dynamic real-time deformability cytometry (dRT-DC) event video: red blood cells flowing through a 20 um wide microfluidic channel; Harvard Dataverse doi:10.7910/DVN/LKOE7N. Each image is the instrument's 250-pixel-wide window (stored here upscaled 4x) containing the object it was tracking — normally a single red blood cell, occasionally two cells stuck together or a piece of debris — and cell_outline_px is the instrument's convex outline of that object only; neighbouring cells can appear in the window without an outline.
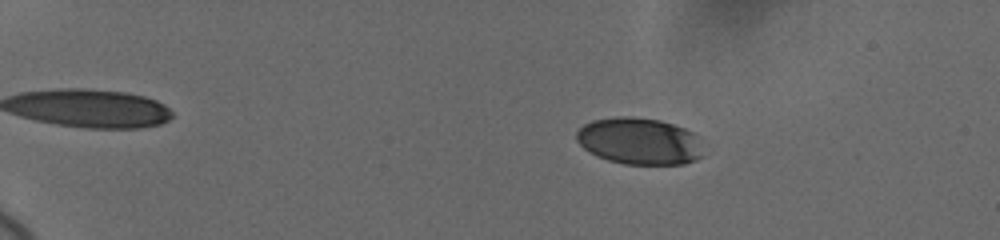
{"species": "human", "species_latin": "Homo sapiens", "temperature_condition": "cold", "stored_images_in_passage": 28, "camera_frame_rate_fps": 3000, "um_per_image_px": 0.085, "donor": {"sex": "female"}, "frame": {"image": 1, "passage_image": 11, "time_ms": 4.0, "image_size_px": [1000, 240], "cell_outline_px": [[700, 156], [696, 160], [684, 164], [624, 164], [608, 160], [596, 156], [588, 152], [576, 140], [576, 132], [584, 124], [592, 120], [616, 116], [632, 116], [660, 120], [684, 128], [692, 132], [696, 136]], "centroid_in_image_um": [54.27, 11.99], "position_along_channel_um": 30.7, "area_um2": 34.39}}
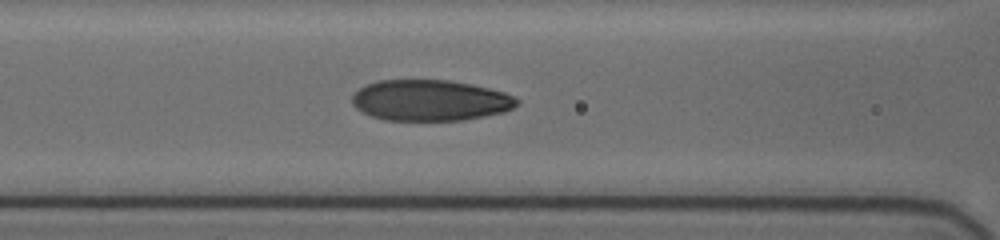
{"frame": {"image": 2, "passage_image": 26, "time_ms": 9.667, "image_size_px": [1000, 240], "cell_outline_px": [[520, 100], [512, 108], [504, 112], [464, 120], [384, 120], [372, 116], [356, 108], [352, 104], [352, 96], [364, 84], [376, 80], [448, 80], [472, 84], [504, 92]], "centroid_in_image_um": [36.54, 8.52], "position_along_channel_um": 130.1, "area_um2": 39.3}}
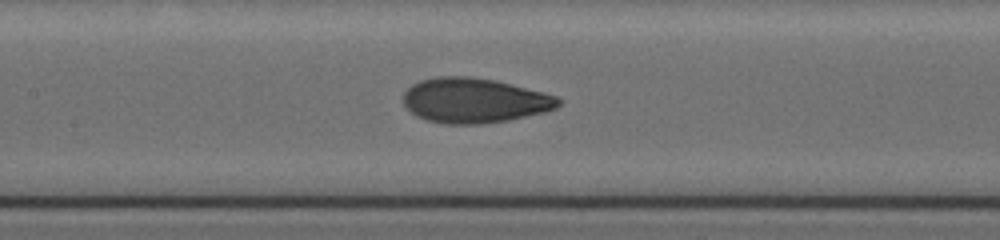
{"frame": {"image": 3, "passage_image": 28, "time_ms": 10.667, "image_size_px": [1000, 240], "cell_outline_px": [[564, 100], [556, 108], [544, 112], [508, 120], [480, 124], [444, 124], [428, 120], [416, 116], [404, 104], [404, 92], [412, 84], [420, 80], [436, 76], [472, 76], [496, 80], [544, 92], [556, 96]], "centroid_in_image_um": [40.34, 8.53], "position_along_channel_um": 167.1, "area_um2": 40.75}}